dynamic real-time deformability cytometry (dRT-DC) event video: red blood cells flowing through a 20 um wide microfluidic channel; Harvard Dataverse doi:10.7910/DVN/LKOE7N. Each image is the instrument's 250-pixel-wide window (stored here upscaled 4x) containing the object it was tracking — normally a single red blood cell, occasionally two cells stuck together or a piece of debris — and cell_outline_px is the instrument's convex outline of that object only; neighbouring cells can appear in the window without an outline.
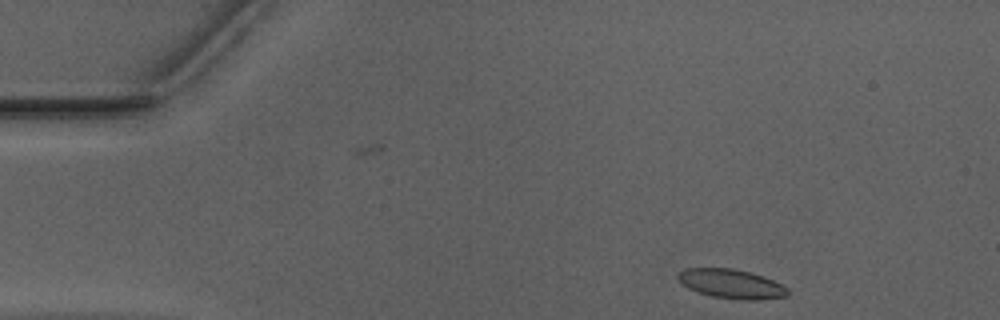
{"species": "Egyptian fruit bat (a non-hibernating species)", "species_latin": "Rousettus aegyptiacus", "temperature_condition": "warm", "stored_images_in_passage": 45, "camera_frame_rate_fps": 3000, "um_per_image_px": 0.085, "animal": {"sex": "male"}, "frame": {"image": 1, "passage_image": 1, "time_ms": 0.0, "image_size_px": [1000, 320], "cell_outline_px": [[788, 296], [756, 300], [744, 300], [712, 296], [688, 288], [676, 276], [684, 268], [732, 268], [752, 272], [764, 276], [788, 288]], "centroid_in_image_um": [62.19, 24.12], "position_along_channel_um": 22.8, "area_um2": 18.55}}
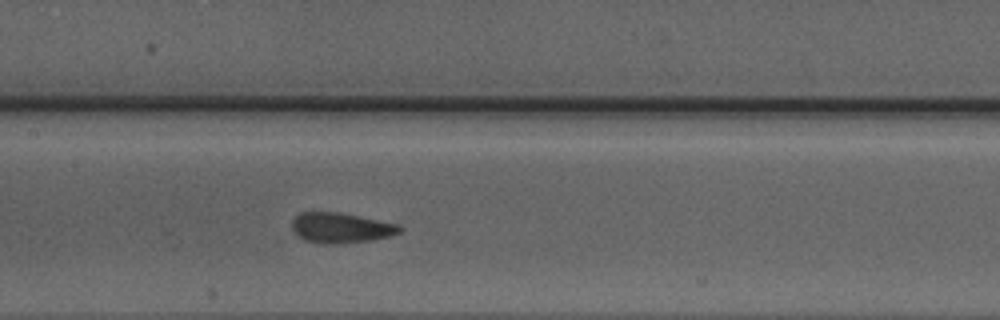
{"frame": {"image": 2, "passage_image": 19, "time_ms": 6.0, "image_size_px": [1000, 320], "cell_outline_px": [[404, 228], [400, 232], [388, 236], [372, 240], [340, 244], [324, 244], [304, 240], [292, 228], [292, 220], [300, 212], [340, 212], [400, 224]], "centroid_in_image_um": [29.01, 19.36], "position_along_channel_um": 178.4, "area_um2": 19.07}}
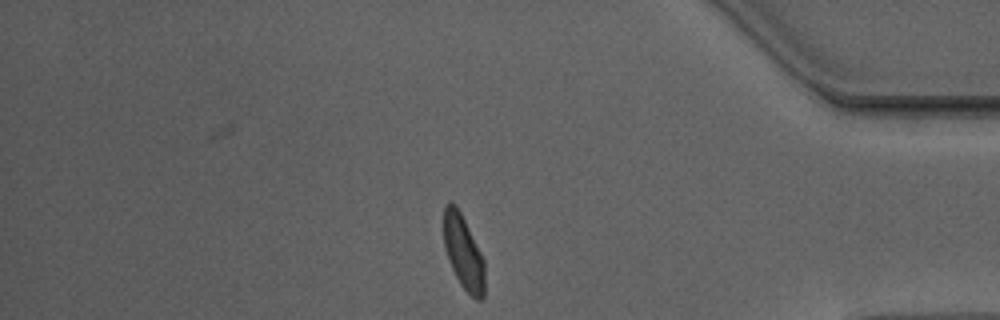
{"frame": {"image": 3, "passage_image": 38, "time_ms": 12.333, "image_size_px": [1000, 320], "cell_outline_px": [[484, 296], [480, 300], [476, 300], [460, 284], [452, 268], [444, 248], [444, 204], [452, 200], [456, 204], [484, 260]], "centroid_in_image_um": [39.37, 21.43], "position_along_channel_um": 395.8, "area_um2": 17.46}}